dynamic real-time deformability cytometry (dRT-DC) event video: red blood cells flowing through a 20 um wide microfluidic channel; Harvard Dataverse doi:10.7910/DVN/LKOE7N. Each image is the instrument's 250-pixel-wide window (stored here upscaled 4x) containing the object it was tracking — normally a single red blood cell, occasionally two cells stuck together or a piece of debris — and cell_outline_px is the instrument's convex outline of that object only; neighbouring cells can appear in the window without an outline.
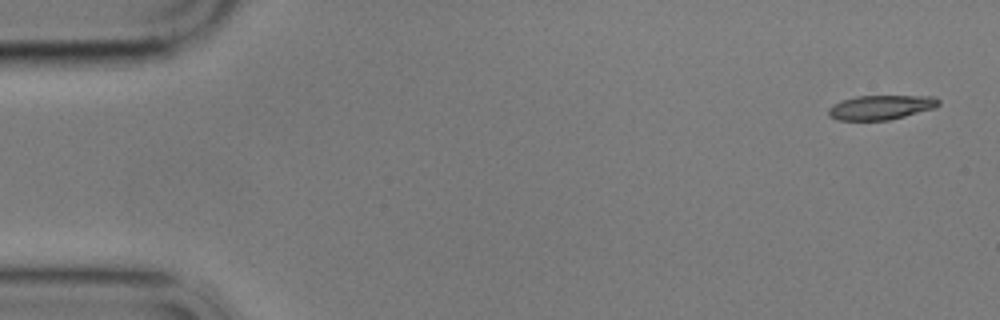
{"species": "common noctule bat (a hibernating species)", "species_latin": "Nyctalus noctula", "temperature_condition": "cold", "stored_images_in_passage": 5, "camera_frame_rate_fps": 3000, "um_per_image_px": 0.085, "animal": {"sex": "male", "body_mass_g": 17.9}, "frame": {"image": 1, "passage_image": 1, "time_ms": 0.0, "image_size_px": [1000, 320], "cell_outline_px": [[940, 104], [936, 108], [888, 120], [836, 120], [828, 116], [828, 108], [832, 104], [840, 100], [856, 96], [936, 96], [940, 100]], "centroid_in_image_um": [74.86, 9.12], "position_along_channel_um": 10.1, "area_um2": 15.9}}
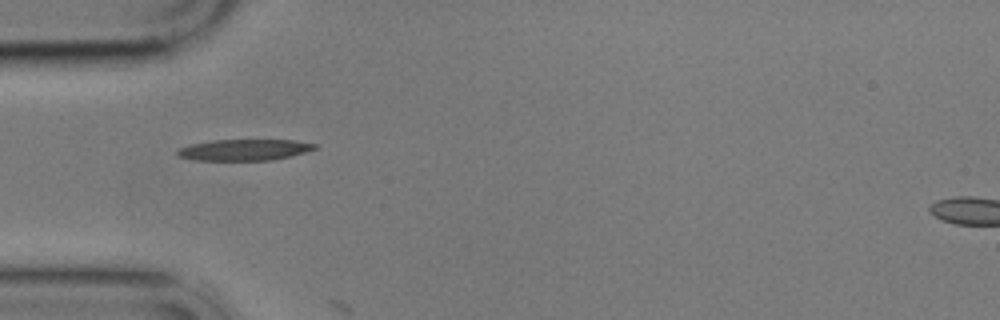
{"frame": {"image": 2, "passage_image": 4, "time_ms": 5.0, "image_size_px": [1000, 320], "cell_outline_px": [[316, 148], [292, 156], [272, 160], [196, 160], [176, 156], [176, 152], [180, 148], [192, 144], [212, 140], [292, 140], [316, 144]], "centroid_in_image_um": [20.74, 12.74], "position_along_channel_um": 64.3, "area_um2": 16.82}}